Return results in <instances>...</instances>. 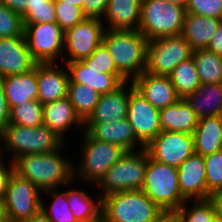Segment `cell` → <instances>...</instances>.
Instances as JSON below:
<instances>
[{
    "instance_id": "32",
    "label": "cell",
    "mask_w": 222,
    "mask_h": 222,
    "mask_svg": "<svg viewBox=\"0 0 222 222\" xmlns=\"http://www.w3.org/2000/svg\"><path fill=\"white\" fill-rule=\"evenodd\" d=\"M100 95L89 86L73 83L69 80L67 97L83 122L93 113Z\"/></svg>"
},
{
    "instance_id": "51",
    "label": "cell",
    "mask_w": 222,
    "mask_h": 222,
    "mask_svg": "<svg viewBox=\"0 0 222 222\" xmlns=\"http://www.w3.org/2000/svg\"><path fill=\"white\" fill-rule=\"evenodd\" d=\"M167 1H169L173 5L181 6L186 9V6L190 0H167Z\"/></svg>"
},
{
    "instance_id": "4",
    "label": "cell",
    "mask_w": 222,
    "mask_h": 222,
    "mask_svg": "<svg viewBox=\"0 0 222 222\" xmlns=\"http://www.w3.org/2000/svg\"><path fill=\"white\" fill-rule=\"evenodd\" d=\"M4 157L15 161L26 154H41L59 150L66 142L44 124L23 127L8 123L0 131Z\"/></svg>"
},
{
    "instance_id": "6",
    "label": "cell",
    "mask_w": 222,
    "mask_h": 222,
    "mask_svg": "<svg viewBox=\"0 0 222 222\" xmlns=\"http://www.w3.org/2000/svg\"><path fill=\"white\" fill-rule=\"evenodd\" d=\"M141 190L163 211H176L187 201L179 191L178 168L153 160L148 152Z\"/></svg>"
},
{
    "instance_id": "44",
    "label": "cell",
    "mask_w": 222,
    "mask_h": 222,
    "mask_svg": "<svg viewBox=\"0 0 222 222\" xmlns=\"http://www.w3.org/2000/svg\"><path fill=\"white\" fill-rule=\"evenodd\" d=\"M10 108L0 79V131L9 123Z\"/></svg>"
},
{
    "instance_id": "42",
    "label": "cell",
    "mask_w": 222,
    "mask_h": 222,
    "mask_svg": "<svg viewBox=\"0 0 222 222\" xmlns=\"http://www.w3.org/2000/svg\"><path fill=\"white\" fill-rule=\"evenodd\" d=\"M109 0H83L82 11L86 18L103 20Z\"/></svg>"
},
{
    "instance_id": "38",
    "label": "cell",
    "mask_w": 222,
    "mask_h": 222,
    "mask_svg": "<svg viewBox=\"0 0 222 222\" xmlns=\"http://www.w3.org/2000/svg\"><path fill=\"white\" fill-rule=\"evenodd\" d=\"M56 23L65 31L68 28L81 23L86 17L82 8L72 6L59 0H54Z\"/></svg>"
},
{
    "instance_id": "47",
    "label": "cell",
    "mask_w": 222,
    "mask_h": 222,
    "mask_svg": "<svg viewBox=\"0 0 222 222\" xmlns=\"http://www.w3.org/2000/svg\"><path fill=\"white\" fill-rule=\"evenodd\" d=\"M208 199L214 207L215 215L222 222V192L211 194Z\"/></svg>"
},
{
    "instance_id": "41",
    "label": "cell",
    "mask_w": 222,
    "mask_h": 222,
    "mask_svg": "<svg viewBox=\"0 0 222 222\" xmlns=\"http://www.w3.org/2000/svg\"><path fill=\"white\" fill-rule=\"evenodd\" d=\"M186 12L197 16L222 19V0H190Z\"/></svg>"
},
{
    "instance_id": "20",
    "label": "cell",
    "mask_w": 222,
    "mask_h": 222,
    "mask_svg": "<svg viewBox=\"0 0 222 222\" xmlns=\"http://www.w3.org/2000/svg\"><path fill=\"white\" fill-rule=\"evenodd\" d=\"M179 191L186 200L206 199L204 156L193 153L179 167Z\"/></svg>"
},
{
    "instance_id": "35",
    "label": "cell",
    "mask_w": 222,
    "mask_h": 222,
    "mask_svg": "<svg viewBox=\"0 0 222 222\" xmlns=\"http://www.w3.org/2000/svg\"><path fill=\"white\" fill-rule=\"evenodd\" d=\"M44 105L38 100L27 101L10 109L9 123L23 127L43 125Z\"/></svg>"
},
{
    "instance_id": "34",
    "label": "cell",
    "mask_w": 222,
    "mask_h": 222,
    "mask_svg": "<svg viewBox=\"0 0 222 222\" xmlns=\"http://www.w3.org/2000/svg\"><path fill=\"white\" fill-rule=\"evenodd\" d=\"M176 211L181 222H221L209 199L187 200Z\"/></svg>"
},
{
    "instance_id": "36",
    "label": "cell",
    "mask_w": 222,
    "mask_h": 222,
    "mask_svg": "<svg viewBox=\"0 0 222 222\" xmlns=\"http://www.w3.org/2000/svg\"><path fill=\"white\" fill-rule=\"evenodd\" d=\"M206 166V199L222 192V150L204 156Z\"/></svg>"
},
{
    "instance_id": "27",
    "label": "cell",
    "mask_w": 222,
    "mask_h": 222,
    "mask_svg": "<svg viewBox=\"0 0 222 222\" xmlns=\"http://www.w3.org/2000/svg\"><path fill=\"white\" fill-rule=\"evenodd\" d=\"M198 122L199 117L184 98H181L176 104L159 110L161 131L193 134Z\"/></svg>"
},
{
    "instance_id": "17",
    "label": "cell",
    "mask_w": 222,
    "mask_h": 222,
    "mask_svg": "<svg viewBox=\"0 0 222 222\" xmlns=\"http://www.w3.org/2000/svg\"><path fill=\"white\" fill-rule=\"evenodd\" d=\"M37 62L32 58L25 36L0 38V78L32 70Z\"/></svg>"
},
{
    "instance_id": "48",
    "label": "cell",
    "mask_w": 222,
    "mask_h": 222,
    "mask_svg": "<svg viewBox=\"0 0 222 222\" xmlns=\"http://www.w3.org/2000/svg\"><path fill=\"white\" fill-rule=\"evenodd\" d=\"M153 222H181L177 211H163Z\"/></svg>"
},
{
    "instance_id": "52",
    "label": "cell",
    "mask_w": 222,
    "mask_h": 222,
    "mask_svg": "<svg viewBox=\"0 0 222 222\" xmlns=\"http://www.w3.org/2000/svg\"><path fill=\"white\" fill-rule=\"evenodd\" d=\"M59 1L71 4L72 6H76V7H80V8L83 7V0H59Z\"/></svg>"
},
{
    "instance_id": "33",
    "label": "cell",
    "mask_w": 222,
    "mask_h": 222,
    "mask_svg": "<svg viewBox=\"0 0 222 222\" xmlns=\"http://www.w3.org/2000/svg\"><path fill=\"white\" fill-rule=\"evenodd\" d=\"M169 77L180 98H185L201 85L193 57L182 61Z\"/></svg>"
},
{
    "instance_id": "28",
    "label": "cell",
    "mask_w": 222,
    "mask_h": 222,
    "mask_svg": "<svg viewBox=\"0 0 222 222\" xmlns=\"http://www.w3.org/2000/svg\"><path fill=\"white\" fill-rule=\"evenodd\" d=\"M194 152L202 156L222 150V118H200L193 132Z\"/></svg>"
},
{
    "instance_id": "5",
    "label": "cell",
    "mask_w": 222,
    "mask_h": 222,
    "mask_svg": "<svg viewBox=\"0 0 222 222\" xmlns=\"http://www.w3.org/2000/svg\"><path fill=\"white\" fill-rule=\"evenodd\" d=\"M162 212L142 190L115 192L102 197L104 222H153Z\"/></svg>"
},
{
    "instance_id": "9",
    "label": "cell",
    "mask_w": 222,
    "mask_h": 222,
    "mask_svg": "<svg viewBox=\"0 0 222 222\" xmlns=\"http://www.w3.org/2000/svg\"><path fill=\"white\" fill-rule=\"evenodd\" d=\"M193 50L181 34L150 39L147 43L145 71L169 76L182 61L192 57Z\"/></svg>"
},
{
    "instance_id": "12",
    "label": "cell",
    "mask_w": 222,
    "mask_h": 222,
    "mask_svg": "<svg viewBox=\"0 0 222 222\" xmlns=\"http://www.w3.org/2000/svg\"><path fill=\"white\" fill-rule=\"evenodd\" d=\"M104 31V23L96 18H85L81 23L65 30L63 63L89 57L102 43Z\"/></svg>"
},
{
    "instance_id": "16",
    "label": "cell",
    "mask_w": 222,
    "mask_h": 222,
    "mask_svg": "<svg viewBox=\"0 0 222 222\" xmlns=\"http://www.w3.org/2000/svg\"><path fill=\"white\" fill-rule=\"evenodd\" d=\"M134 88L155 108L163 109L176 104L181 98L169 76L144 71L132 80Z\"/></svg>"
},
{
    "instance_id": "15",
    "label": "cell",
    "mask_w": 222,
    "mask_h": 222,
    "mask_svg": "<svg viewBox=\"0 0 222 222\" xmlns=\"http://www.w3.org/2000/svg\"><path fill=\"white\" fill-rule=\"evenodd\" d=\"M37 83L38 101L43 105L66 97L69 84L66 65L64 63H37Z\"/></svg>"
},
{
    "instance_id": "54",
    "label": "cell",
    "mask_w": 222,
    "mask_h": 222,
    "mask_svg": "<svg viewBox=\"0 0 222 222\" xmlns=\"http://www.w3.org/2000/svg\"><path fill=\"white\" fill-rule=\"evenodd\" d=\"M92 222H104V220H103V218H100L97 221H92Z\"/></svg>"
},
{
    "instance_id": "49",
    "label": "cell",
    "mask_w": 222,
    "mask_h": 222,
    "mask_svg": "<svg viewBox=\"0 0 222 222\" xmlns=\"http://www.w3.org/2000/svg\"><path fill=\"white\" fill-rule=\"evenodd\" d=\"M21 222H52L43 211H39L35 216Z\"/></svg>"
},
{
    "instance_id": "40",
    "label": "cell",
    "mask_w": 222,
    "mask_h": 222,
    "mask_svg": "<svg viewBox=\"0 0 222 222\" xmlns=\"http://www.w3.org/2000/svg\"><path fill=\"white\" fill-rule=\"evenodd\" d=\"M23 31L21 15L0 4V38L23 36Z\"/></svg>"
},
{
    "instance_id": "2",
    "label": "cell",
    "mask_w": 222,
    "mask_h": 222,
    "mask_svg": "<svg viewBox=\"0 0 222 222\" xmlns=\"http://www.w3.org/2000/svg\"><path fill=\"white\" fill-rule=\"evenodd\" d=\"M81 138V139H80ZM78 161L74 166V179L81 181L83 187L96 186L106 171L114 165L126 151L119 145L94 139L87 131L80 133ZM77 163V164H76ZM77 178V179H76ZM87 183V184H86Z\"/></svg>"
},
{
    "instance_id": "19",
    "label": "cell",
    "mask_w": 222,
    "mask_h": 222,
    "mask_svg": "<svg viewBox=\"0 0 222 222\" xmlns=\"http://www.w3.org/2000/svg\"><path fill=\"white\" fill-rule=\"evenodd\" d=\"M43 124L54 131L66 143L71 129L74 132L79 130L77 133H82L84 130V122L76 114L67 96L44 105ZM74 127L78 129L74 130Z\"/></svg>"
},
{
    "instance_id": "53",
    "label": "cell",
    "mask_w": 222,
    "mask_h": 222,
    "mask_svg": "<svg viewBox=\"0 0 222 222\" xmlns=\"http://www.w3.org/2000/svg\"><path fill=\"white\" fill-rule=\"evenodd\" d=\"M2 152H3V149H2V143L0 140V163L5 159L4 154Z\"/></svg>"
},
{
    "instance_id": "23",
    "label": "cell",
    "mask_w": 222,
    "mask_h": 222,
    "mask_svg": "<svg viewBox=\"0 0 222 222\" xmlns=\"http://www.w3.org/2000/svg\"><path fill=\"white\" fill-rule=\"evenodd\" d=\"M0 79L10 109L27 101L38 100L37 64L28 72Z\"/></svg>"
},
{
    "instance_id": "43",
    "label": "cell",
    "mask_w": 222,
    "mask_h": 222,
    "mask_svg": "<svg viewBox=\"0 0 222 222\" xmlns=\"http://www.w3.org/2000/svg\"><path fill=\"white\" fill-rule=\"evenodd\" d=\"M13 172H14L13 161H10L7 158H5L0 163V198L1 199L4 198L9 178Z\"/></svg>"
},
{
    "instance_id": "18",
    "label": "cell",
    "mask_w": 222,
    "mask_h": 222,
    "mask_svg": "<svg viewBox=\"0 0 222 222\" xmlns=\"http://www.w3.org/2000/svg\"><path fill=\"white\" fill-rule=\"evenodd\" d=\"M129 100V81L124 82L115 91L101 94L93 113L84 122L88 131L94 124L111 123L127 118Z\"/></svg>"
},
{
    "instance_id": "3",
    "label": "cell",
    "mask_w": 222,
    "mask_h": 222,
    "mask_svg": "<svg viewBox=\"0 0 222 222\" xmlns=\"http://www.w3.org/2000/svg\"><path fill=\"white\" fill-rule=\"evenodd\" d=\"M102 43L129 81L145 71L148 39L139 30L105 29Z\"/></svg>"
},
{
    "instance_id": "14",
    "label": "cell",
    "mask_w": 222,
    "mask_h": 222,
    "mask_svg": "<svg viewBox=\"0 0 222 222\" xmlns=\"http://www.w3.org/2000/svg\"><path fill=\"white\" fill-rule=\"evenodd\" d=\"M127 119L136 138L146 147L160 132L159 109L153 107L129 81Z\"/></svg>"
},
{
    "instance_id": "25",
    "label": "cell",
    "mask_w": 222,
    "mask_h": 222,
    "mask_svg": "<svg viewBox=\"0 0 222 222\" xmlns=\"http://www.w3.org/2000/svg\"><path fill=\"white\" fill-rule=\"evenodd\" d=\"M75 182L76 180L74 179L67 184L69 189L66 188V196L69 208L77 221L92 222L102 218V196L100 192L97 191L90 196L85 188H78Z\"/></svg>"
},
{
    "instance_id": "50",
    "label": "cell",
    "mask_w": 222,
    "mask_h": 222,
    "mask_svg": "<svg viewBox=\"0 0 222 222\" xmlns=\"http://www.w3.org/2000/svg\"><path fill=\"white\" fill-rule=\"evenodd\" d=\"M0 222H7L3 199L0 198Z\"/></svg>"
},
{
    "instance_id": "24",
    "label": "cell",
    "mask_w": 222,
    "mask_h": 222,
    "mask_svg": "<svg viewBox=\"0 0 222 222\" xmlns=\"http://www.w3.org/2000/svg\"><path fill=\"white\" fill-rule=\"evenodd\" d=\"M142 0H109L102 22L105 29L138 30Z\"/></svg>"
},
{
    "instance_id": "7",
    "label": "cell",
    "mask_w": 222,
    "mask_h": 222,
    "mask_svg": "<svg viewBox=\"0 0 222 222\" xmlns=\"http://www.w3.org/2000/svg\"><path fill=\"white\" fill-rule=\"evenodd\" d=\"M139 31L148 39L182 33L186 9L167 0H142Z\"/></svg>"
},
{
    "instance_id": "11",
    "label": "cell",
    "mask_w": 222,
    "mask_h": 222,
    "mask_svg": "<svg viewBox=\"0 0 222 222\" xmlns=\"http://www.w3.org/2000/svg\"><path fill=\"white\" fill-rule=\"evenodd\" d=\"M23 26L27 47L37 63H63L64 30L56 22Z\"/></svg>"
},
{
    "instance_id": "10",
    "label": "cell",
    "mask_w": 222,
    "mask_h": 222,
    "mask_svg": "<svg viewBox=\"0 0 222 222\" xmlns=\"http://www.w3.org/2000/svg\"><path fill=\"white\" fill-rule=\"evenodd\" d=\"M42 192L15 171L9 178L3 198L7 222H21L41 210Z\"/></svg>"
},
{
    "instance_id": "37",
    "label": "cell",
    "mask_w": 222,
    "mask_h": 222,
    "mask_svg": "<svg viewBox=\"0 0 222 222\" xmlns=\"http://www.w3.org/2000/svg\"><path fill=\"white\" fill-rule=\"evenodd\" d=\"M21 17L23 24L56 22L54 0H29V9Z\"/></svg>"
},
{
    "instance_id": "46",
    "label": "cell",
    "mask_w": 222,
    "mask_h": 222,
    "mask_svg": "<svg viewBox=\"0 0 222 222\" xmlns=\"http://www.w3.org/2000/svg\"><path fill=\"white\" fill-rule=\"evenodd\" d=\"M206 49L222 57V23L212 36Z\"/></svg>"
},
{
    "instance_id": "26",
    "label": "cell",
    "mask_w": 222,
    "mask_h": 222,
    "mask_svg": "<svg viewBox=\"0 0 222 222\" xmlns=\"http://www.w3.org/2000/svg\"><path fill=\"white\" fill-rule=\"evenodd\" d=\"M221 23V19L186 13L181 35L193 51L206 49Z\"/></svg>"
},
{
    "instance_id": "22",
    "label": "cell",
    "mask_w": 222,
    "mask_h": 222,
    "mask_svg": "<svg viewBox=\"0 0 222 222\" xmlns=\"http://www.w3.org/2000/svg\"><path fill=\"white\" fill-rule=\"evenodd\" d=\"M94 139L119 145L126 152L138 151L145 146L136 138L127 118L111 123L94 124L87 131Z\"/></svg>"
},
{
    "instance_id": "13",
    "label": "cell",
    "mask_w": 222,
    "mask_h": 222,
    "mask_svg": "<svg viewBox=\"0 0 222 222\" xmlns=\"http://www.w3.org/2000/svg\"><path fill=\"white\" fill-rule=\"evenodd\" d=\"M145 149L153 160L178 168L194 153L193 135L161 131Z\"/></svg>"
},
{
    "instance_id": "8",
    "label": "cell",
    "mask_w": 222,
    "mask_h": 222,
    "mask_svg": "<svg viewBox=\"0 0 222 222\" xmlns=\"http://www.w3.org/2000/svg\"><path fill=\"white\" fill-rule=\"evenodd\" d=\"M147 150L126 152L95 186L101 196L115 192L141 190L146 172Z\"/></svg>"
},
{
    "instance_id": "39",
    "label": "cell",
    "mask_w": 222,
    "mask_h": 222,
    "mask_svg": "<svg viewBox=\"0 0 222 222\" xmlns=\"http://www.w3.org/2000/svg\"><path fill=\"white\" fill-rule=\"evenodd\" d=\"M81 61L87 67L98 70L99 73L122 74L116 68L113 58L103 43H101L89 57Z\"/></svg>"
},
{
    "instance_id": "45",
    "label": "cell",
    "mask_w": 222,
    "mask_h": 222,
    "mask_svg": "<svg viewBox=\"0 0 222 222\" xmlns=\"http://www.w3.org/2000/svg\"><path fill=\"white\" fill-rule=\"evenodd\" d=\"M0 4L21 16L29 9V0H0Z\"/></svg>"
},
{
    "instance_id": "30",
    "label": "cell",
    "mask_w": 222,
    "mask_h": 222,
    "mask_svg": "<svg viewBox=\"0 0 222 222\" xmlns=\"http://www.w3.org/2000/svg\"><path fill=\"white\" fill-rule=\"evenodd\" d=\"M66 187L67 185L42 192L41 211H43L52 222H78L69 208L66 189H63ZM47 196L52 200L51 202L44 201Z\"/></svg>"
},
{
    "instance_id": "31",
    "label": "cell",
    "mask_w": 222,
    "mask_h": 222,
    "mask_svg": "<svg viewBox=\"0 0 222 222\" xmlns=\"http://www.w3.org/2000/svg\"><path fill=\"white\" fill-rule=\"evenodd\" d=\"M200 84H222V57L207 49L193 51Z\"/></svg>"
},
{
    "instance_id": "29",
    "label": "cell",
    "mask_w": 222,
    "mask_h": 222,
    "mask_svg": "<svg viewBox=\"0 0 222 222\" xmlns=\"http://www.w3.org/2000/svg\"><path fill=\"white\" fill-rule=\"evenodd\" d=\"M184 99L199 119L220 116L222 110V84H201Z\"/></svg>"
},
{
    "instance_id": "1",
    "label": "cell",
    "mask_w": 222,
    "mask_h": 222,
    "mask_svg": "<svg viewBox=\"0 0 222 222\" xmlns=\"http://www.w3.org/2000/svg\"><path fill=\"white\" fill-rule=\"evenodd\" d=\"M66 145L69 146L65 143L57 151L20 156L13 162L14 171L32 182L41 192L66 186L74 180V162L64 153L68 148Z\"/></svg>"
},
{
    "instance_id": "21",
    "label": "cell",
    "mask_w": 222,
    "mask_h": 222,
    "mask_svg": "<svg viewBox=\"0 0 222 222\" xmlns=\"http://www.w3.org/2000/svg\"><path fill=\"white\" fill-rule=\"evenodd\" d=\"M65 65L71 82L89 86L99 94L115 91L124 82L129 81L123 74L99 73L98 70L87 67L82 61L69 62Z\"/></svg>"
}]
</instances>
